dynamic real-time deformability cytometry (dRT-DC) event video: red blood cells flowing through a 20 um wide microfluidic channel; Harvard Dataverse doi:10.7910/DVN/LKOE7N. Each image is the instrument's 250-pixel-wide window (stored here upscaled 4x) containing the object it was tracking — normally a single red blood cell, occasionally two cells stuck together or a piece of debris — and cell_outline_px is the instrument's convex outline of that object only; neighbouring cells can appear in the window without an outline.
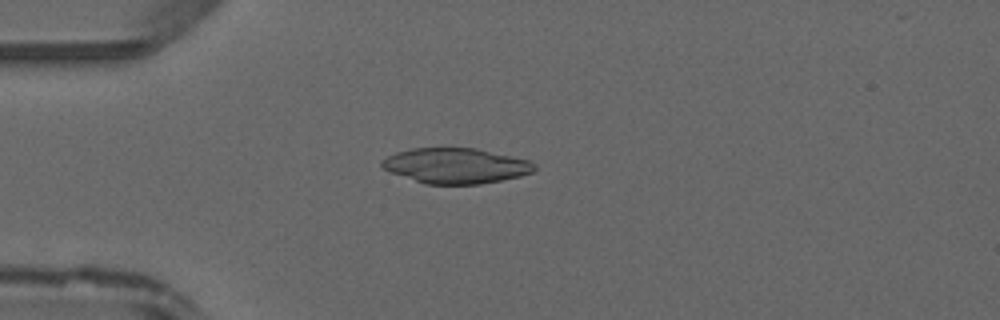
{"species": "common noctule bat (a hibernating species)", "species_latin": "Nyctalus noctula", "temperature_condition": "warm", "stored_images_in_passage": 34, "camera_frame_rate_fps": 3000, "um_per_image_px": 0.085, "animal": {"sex": "male", "forearm_length_mm": 52.5}, "frame": {"image": 1, "passage_image": 5, "time_ms": 1.333, "image_size_px": [1000, 320], "cell_outline_px": [[536, 168], [532, 172], [520, 176], [480, 184], [424, 184], [388, 172], [380, 164], [380, 160], [396, 152], [412, 148], [476, 148], [528, 160], [536, 164]], "centroid_in_image_um": [38.7, 14.09], "position_along_channel_um": 46.3, "area_um2": 31.44}}